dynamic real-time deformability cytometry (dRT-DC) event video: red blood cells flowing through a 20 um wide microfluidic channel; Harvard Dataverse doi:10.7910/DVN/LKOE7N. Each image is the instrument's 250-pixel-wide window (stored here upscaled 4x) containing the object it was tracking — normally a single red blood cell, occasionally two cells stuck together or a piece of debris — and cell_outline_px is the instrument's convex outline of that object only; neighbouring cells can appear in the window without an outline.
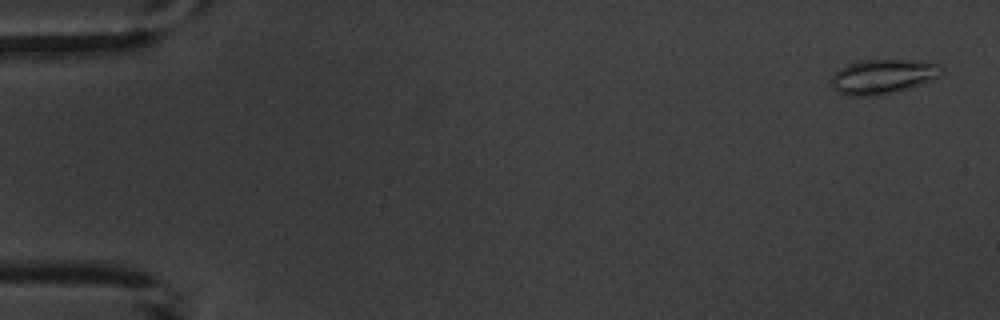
{"species": "common noctule bat (a hibernating species)", "species_latin": "Nyctalus noctula", "temperature_condition": "warm", "stored_images_in_passage": 5, "segment_of_instrument_passage": [1, 2], "camera_frame_rate_fps": 3000, "um_per_image_px": 0.085, "animal": {"sex": "male", "body_mass_g": 20.1, "forearm_length_mm": 53.5}, "frame": {"image": 1, "passage_image": 1, "time_ms": 0.0, "image_size_px": [1000, 320], "cell_outline_px": [[944, 72], [940, 76], [932, 80], [920, 84], [880, 96], [848, 96], [836, 92], [832, 88], [832, 76], [840, 68], [848, 64], [864, 60], [920, 60], [940, 64], [944, 68]], "centroid_in_image_um": [75.07, 6.51], "position_along_channel_um": 9.9, "area_um2": 22.43}}